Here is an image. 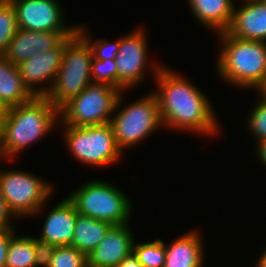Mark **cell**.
<instances>
[{"label":"cell","mask_w":266,"mask_h":267,"mask_svg":"<svg viewBox=\"0 0 266 267\" xmlns=\"http://www.w3.org/2000/svg\"><path fill=\"white\" fill-rule=\"evenodd\" d=\"M156 66H155V65ZM153 64V77L157 90L153 92L158 100L162 124L177 131H188L202 135H216L219 123L212 103L203 91L188 82L180 73L169 67ZM155 66V67H154Z\"/></svg>","instance_id":"obj_1"},{"label":"cell","mask_w":266,"mask_h":267,"mask_svg":"<svg viewBox=\"0 0 266 267\" xmlns=\"http://www.w3.org/2000/svg\"><path fill=\"white\" fill-rule=\"evenodd\" d=\"M58 117L59 110L44 96H35L30 102L10 107L0 132V159L12 160L41 140L58 126Z\"/></svg>","instance_id":"obj_2"},{"label":"cell","mask_w":266,"mask_h":267,"mask_svg":"<svg viewBox=\"0 0 266 267\" xmlns=\"http://www.w3.org/2000/svg\"><path fill=\"white\" fill-rule=\"evenodd\" d=\"M217 72L234 87L259 91L266 83V42L235 38L227 31L218 33Z\"/></svg>","instance_id":"obj_3"},{"label":"cell","mask_w":266,"mask_h":267,"mask_svg":"<svg viewBox=\"0 0 266 267\" xmlns=\"http://www.w3.org/2000/svg\"><path fill=\"white\" fill-rule=\"evenodd\" d=\"M123 92L108 83L94 82L59 109L58 125L85 127L110 123L119 111Z\"/></svg>","instance_id":"obj_4"},{"label":"cell","mask_w":266,"mask_h":267,"mask_svg":"<svg viewBox=\"0 0 266 267\" xmlns=\"http://www.w3.org/2000/svg\"><path fill=\"white\" fill-rule=\"evenodd\" d=\"M67 197L79 214L112 225L130 223L131 201L120 188L106 181L90 180Z\"/></svg>","instance_id":"obj_5"},{"label":"cell","mask_w":266,"mask_h":267,"mask_svg":"<svg viewBox=\"0 0 266 267\" xmlns=\"http://www.w3.org/2000/svg\"><path fill=\"white\" fill-rule=\"evenodd\" d=\"M92 59V49L79 33L65 45L61 67L46 95L58 110L90 84Z\"/></svg>","instance_id":"obj_6"},{"label":"cell","mask_w":266,"mask_h":267,"mask_svg":"<svg viewBox=\"0 0 266 267\" xmlns=\"http://www.w3.org/2000/svg\"><path fill=\"white\" fill-rule=\"evenodd\" d=\"M58 127H64L65 145L80 163L90 167H106L120 160L122 151L117 146L110 123L85 127Z\"/></svg>","instance_id":"obj_7"},{"label":"cell","mask_w":266,"mask_h":267,"mask_svg":"<svg viewBox=\"0 0 266 267\" xmlns=\"http://www.w3.org/2000/svg\"><path fill=\"white\" fill-rule=\"evenodd\" d=\"M46 181L20 170L0 171L1 194L15 218L33 216L43 210L54 192L53 185Z\"/></svg>","instance_id":"obj_8"},{"label":"cell","mask_w":266,"mask_h":267,"mask_svg":"<svg viewBox=\"0 0 266 267\" xmlns=\"http://www.w3.org/2000/svg\"><path fill=\"white\" fill-rule=\"evenodd\" d=\"M117 146L122 151L150 136L163 127L158 100L153 91L120 109L110 120Z\"/></svg>","instance_id":"obj_9"},{"label":"cell","mask_w":266,"mask_h":267,"mask_svg":"<svg viewBox=\"0 0 266 267\" xmlns=\"http://www.w3.org/2000/svg\"><path fill=\"white\" fill-rule=\"evenodd\" d=\"M145 28H137L119 39L118 56L115 59L118 69V89L125 91L137 86L145 78L148 66V48ZM144 76V77H143Z\"/></svg>","instance_id":"obj_10"},{"label":"cell","mask_w":266,"mask_h":267,"mask_svg":"<svg viewBox=\"0 0 266 267\" xmlns=\"http://www.w3.org/2000/svg\"><path fill=\"white\" fill-rule=\"evenodd\" d=\"M16 11L18 28L30 31L76 32L77 26L65 25L66 17L57 0H10Z\"/></svg>","instance_id":"obj_11"},{"label":"cell","mask_w":266,"mask_h":267,"mask_svg":"<svg viewBox=\"0 0 266 267\" xmlns=\"http://www.w3.org/2000/svg\"><path fill=\"white\" fill-rule=\"evenodd\" d=\"M77 33L76 31L71 36L66 37L56 48L45 52H39L17 65L24 85L34 96L46 97L50 92L57 72L61 67L65 45ZM43 82H46V84L48 83V85L44 86ZM38 84L39 86L36 87ZM41 84H43V86H40Z\"/></svg>","instance_id":"obj_12"},{"label":"cell","mask_w":266,"mask_h":267,"mask_svg":"<svg viewBox=\"0 0 266 267\" xmlns=\"http://www.w3.org/2000/svg\"><path fill=\"white\" fill-rule=\"evenodd\" d=\"M74 33L55 31L39 32L18 28L2 56L12 64L18 65L39 52L56 48L66 37Z\"/></svg>","instance_id":"obj_13"},{"label":"cell","mask_w":266,"mask_h":267,"mask_svg":"<svg viewBox=\"0 0 266 267\" xmlns=\"http://www.w3.org/2000/svg\"><path fill=\"white\" fill-rule=\"evenodd\" d=\"M128 224L112 225L104 239L87 255L88 267H117L133 252L134 234Z\"/></svg>","instance_id":"obj_14"},{"label":"cell","mask_w":266,"mask_h":267,"mask_svg":"<svg viewBox=\"0 0 266 267\" xmlns=\"http://www.w3.org/2000/svg\"><path fill=\"white\" fill-rule=\"evenodd\" d=\"M243 2L240 7H235L227 32L238 39L266 42V1Z\"/></svg>","instance_id":"obj_15"},{"label":"cell","mask_w":266,"mask_h":267,"mask_svg":"<svg viewBox=\"0 0 266 267\" xmlns=\"http://www.w3.org/2000/svg\"><path fill=\"white\" fill-rule=\"evenodd\" d=\"M46 217L39 239L55 246L71 245L77 219L73 202L66 197Z\"/></svg>","instance_id":"obj_16"},{"label":"cell","mask_w":266,"mask_h":267,"mask_svg":"<svg viewBox=\"0 0 266 267\" xmlns=\"http://www.w3.org/2000/svg\"><path fill=\"white\" fill-rule=\"evenodd\" d=\"M202 237L195 231L180 235L166 249L164 267H203L204 249Z\"/></svg>","instance_id":"obj_17"},{"label":"cell","mask_w":266,"mask_h":267,"mask_svg":"<svg viewBox=\"0 0 266 267\" xmlns=\"http://www.w3.org/2000/svg\"><path fill=\"white\" fill-rule=\"evenodd\" d=\"M187 3L195 19L209 30L218 34L230 27L236 6L233 0H188Z\"/></svg>","instance_id":"obj_18"},{"label":"cell","mask_w":266,"mask_h":267,"mask_svg":"<svg viewBox=\"0 0 266 267\" xmlns=\"http://www.w3.org/2000/svg\"><path fill=\"white\" fill-rule=\"evenodd\" d=\"M34 97L24 85L17 65L0 56V100L10 108L30 102Z\"/></svg>","instance_id":"obj_19"},{"label":"cell","mask_w":266,"mask_h":267,"mask_svg":"<svg viewBox=\"0 0 266 267\" xmlns=\"http://www.w3.org/2000/svg\"><path fill=\"white\" fill-rule=\"evenodd\" d=\"M112 224L77 213L75 230L70 246L88 255L104 239Z\"/></svg>","instance_id":"obj_20"},{"label":"cell","mask_w":266,"mask_h":267,"mask_svg":"<svg viewBox=\"0 0 266 267\" xmlns=\"http://www.w3.org/2000/svg\"><path fill=\"white\" fill-rule=\"evenodd\" d=\"M5 267H36L33 236L11 237Z\"/></svg>","instance_id":"obj_21"},{"label":"cell","mask_w":266,"mask_h":267,"mask_svg":"<svg viewBox=\"0 0 266 267\" xmlns=\"http://www.w3.org/2000/svg\"><path fill=\"white\" fill-rule=\"evenodd\" d=\"M133 253L143 267H164L166 249L162 240L137 244L134 242Z\"/></svg>","instance_id":"obj_22"},{"label":"cell","mask_w":266,"mask_h":267,"mask_svg":"<svg viewBox=\"0 0 266 267\" xmlns=\"http://www.w3.org/2000/svg\"><path fill=\"white\" fill-rule=\"evenodd\" d=\"M18 30L16 11L10 0H0V56Z\"/></svg>","instance_id":"obj_23"},{"label":"cell","mask_w":266,"mask_h":267,"mask_svg":"<svg viewBox=\"0 0 266 267\" xmlns=\"http://www.w3.org/2000/svg\"><path fill=\"white\" fill-rule=\"evenodd\" d=\"M49 267H88L87 255L73 246H57Z\"/></svg>","instance_id":"obj_24"},{"label":"cell","mask_w":266,"mask_h":267,"mask_svg":"<svg viewBox=\"0 0 266 267\" xmlns=\"http://www.w3.org/2000/svg\"><path fill=\"white\" fill-rule=\"evenodd\" d=\"M258 95L259 99L257 98L255 107H252L248 118L245 120L248 124V130L259 143L262 140H266V98L261 94Z\"/></svg>","instance_id":"obj_25"},{"label":"cell","mask_w":266,"mask_h":267,"mask_svg":"<svg viewBox=\"0 0 266 267\" xmlns=\"http://www.w3.org/2000/svg\"><path fill=\"white\" fill-rule=\"evenodd\" d=\"M77 32L87 41L90 45L93 57L98 60L111 59L115 60L118 56L119 51V39L115 42H109L107 39H98L92 42L90 34L86 32V28L82 25H77ZM88 34V35H87Z\"/></svg>","instance_id":"obj_26"},{"label":"cell","mask_w":266,"mask_h":267,"mask_svg":"<svg viewBox=\"0 0 266 267\" xmlns=\"http://www.w3.org/2000/svg\"><path fill=\"white\" fill-rule=\"evenodd\" d=\"M91 80L94 82H105L118 88V69L115 60H98L93 57Z\"/></svg>","instance_id":"obj_27"},{"label":"cell","mask_w":266,"mask_h":267,"mask_svg":"<svg viewBox=\"0 0 266 267\" xmlns=\"http://www.w3.org/2000/svg\"><path fill=\"white\" fill-rule=\"evenodd\" d=\"M56 247L57 246L50 244L49 242L34 237L36 267H49Z\"/></svg>","instance_id":"obj_28"},{"label":"cell","mask_w":266,"mask_h":267,"mask_svg":"<svg viewBox=\"0 0 266 267\" xmlns=\"http://www.w3.org/2000/svg\"><path fill=\"white\" fill-rule=\"evenodd\" d=\"M13 228L0 229V267H5L7 248L11 237L16 234Z\"/></svg>","instance_id":"obj_29"},{"label":"cell","mask_w":266,"mask_h":267,"mask_svg":"<svg viewBox=\"0 0 266 267\" xmlns=\"http://www.w3.org/2000/svg\"><path fill=\"white\" fill-rule=\"evenodd\" d=\"M13 213L9 210L7 203L5 202L1 190H0V229L2 228H14L11 224L13 220Z\"/></svg>","instance_id":"obj_30"},{"label":"cell","mask_w":266,"mask_h":267,"mask_svg":"<svg viewBox=\"0 0 266 267\" xmlns=\"http://www.w3.org/2000/svg\"><path fill=\"white\" fill-rule=\"evenodd\" d=\"M117 267H143L138 261L136 255L132 252L127 255Z\"/></svg>","instance_id":"obj_31"},{"label":"cell","mask_w":266,"mask_h":267,"mask_svg":"<svg viewBox=\"0 0 266 267\" xmlns=\"http://www.w3.org/2000/svg\"><path fill=\"white\" fill-rule=\"evenodd\" d=\"M256 146V153L259 160H261L260 163H263V165L266 166V140L260 141Z\"/></svg>","instance_id":"obj_32"},{"label":"cell","mask_w":266,"mask_h":267,"mask_svg":"<svg viewBox=\"0 0 266 267\" xmlns=\"http://www.w3.org/2000/svg\"><path fill=\"white\" fill-rule=\"evenodd\" d=\"M8 112L9 107L0 100V132L2 130V127L4 126V123L6 122Z\"/></svg>","instance_id":"obj_33"},{"label":"cell","mask_w":266,"mask_h":267,"mask_svg":"<svg viewBox=\"0 0 266 267\" xmlns=\"http://www.w3.org/2000/svg\"><path fill=\"white\" fill-rule=\"evenodd\" d=\"M259 259L257 260L258 262H256L257 264L255 265V267H266V248L264 249V252H262V254L259 255Z\"/></svg>","instance_id":"obj_34"},{"label":"cell","mask_w":266,"mask_h":267,"mask_svg":"<svg viewBox=\"0 0 266 267\" xmlns=\"http://www.w3.org/2000/svg\"><path fill=\"white\" fill-rule=\"evenodd\" d=\"M262 96L266 98V83L263 85V87L258 91Z\"/></svg>","instance_id":"obj_35"}]
</instances>
